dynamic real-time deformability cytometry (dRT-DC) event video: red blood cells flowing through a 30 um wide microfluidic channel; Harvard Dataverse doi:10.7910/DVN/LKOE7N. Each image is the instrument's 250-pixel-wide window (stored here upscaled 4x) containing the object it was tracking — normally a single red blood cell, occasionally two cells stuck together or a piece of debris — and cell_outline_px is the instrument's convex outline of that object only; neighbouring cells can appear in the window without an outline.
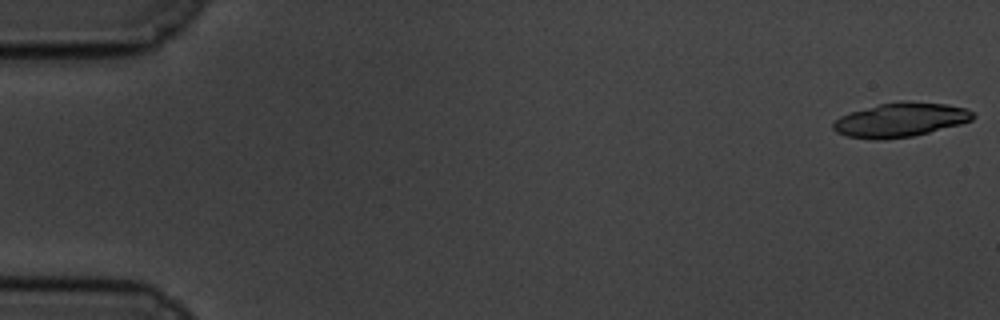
{"species": "common noctule bat (a hibernating species)", "species_latin": "Nyctalus noctula", "temperature_condition": "cold", "stored_images_in_passage": 9, "camera_frame_rate_fps": 3000, "um_per_image_px": 0.085, "animal": {"sex": "male", "body_mass_g": 19.5, "forearm_length_mm": 54.6}, "frame": {"image": 1, "passage_image": 1, "time_ms": 0.0, "image_size_px": [1000, 320], "cell_outline_px": [[976, 116], [972, 120], [960, 124], [912, 136], [884, 140], [872, 140], [848, 136], [836, 132], [832, 128], [832, 124], [840, 116], [852, 112], [880, 104], [900, 100], [948, 104], [968, 108]], "centroid_in_image_um": [76.55, 10.19], "position_along_channel_um": 8.4, "area_um2": 27.86}}